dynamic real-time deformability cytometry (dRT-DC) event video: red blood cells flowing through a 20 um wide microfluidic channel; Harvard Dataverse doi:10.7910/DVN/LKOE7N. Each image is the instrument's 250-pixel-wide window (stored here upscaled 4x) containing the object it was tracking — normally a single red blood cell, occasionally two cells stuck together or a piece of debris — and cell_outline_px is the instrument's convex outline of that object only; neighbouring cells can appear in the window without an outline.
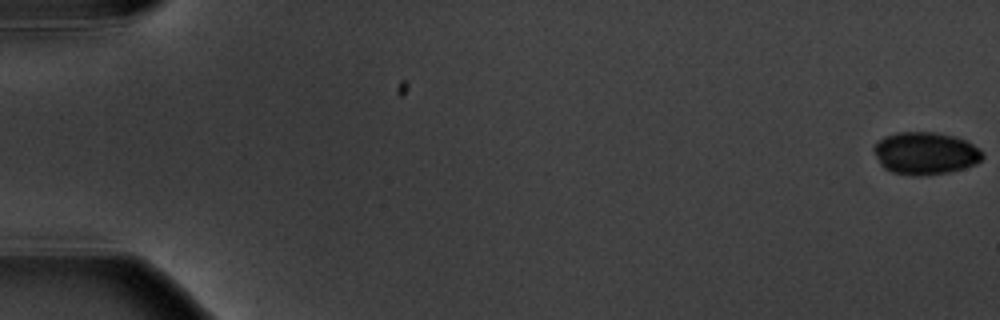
{"species": "common noctule bat (a hibernating species)", "species_latin": "Nyctalus noctula", "temperature_condition": "warm", "stored_images_in_passage": 7, "camera_frame_rate_fps": 3000, "um_per_image_px": 0.085, "animal": {"sex": "male", "body_mass_g": 20.1, "forearm_length_mm": 53.5}, "frame": {"image": 1, "passage_image": 1, "time_ms": 0.0, "image_size_px": [1000, 320], "cell_outline_px": [[984, 156], [976, 164], [964, 168], [948, 172], [924, 176], [912, 176], [892, 172], [884, 168], [880, 164], [872, 148], [884, 136], [896, 132], [936, 132], [956, 136], [968, 140], [980, 148], [984, 152]], "centroid_in_image_um": [78.69, 13.02], "position_along_channel_um": 6.3, "area_um2": 27.28}}
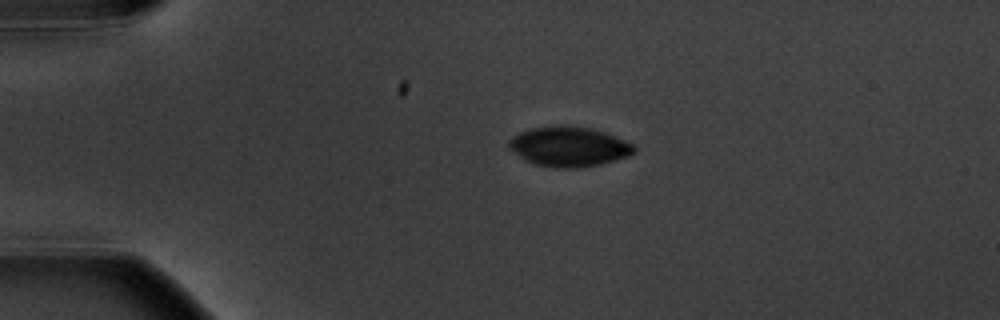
{"frame": {"image": 2, "passage_image": 4, "time_ms": 4.333, "image_size_px": [1000, 320], "cell_outline_px": [[636, 152], [628, 156], [600, 164], [576, 168], [556, 168], [536, 164], [524, 160], [508, 148], [508, 140], [512, 136], [520, 132], [532, 128], [556, 124], [560, 124], [588, 128], [604, 132], [616, 136], [632, 144], [636, 148]], "centroid_in_image_um": [48.32, 12.45], "position_along_channel_um": 36.7, "area_um2": 29.19}}
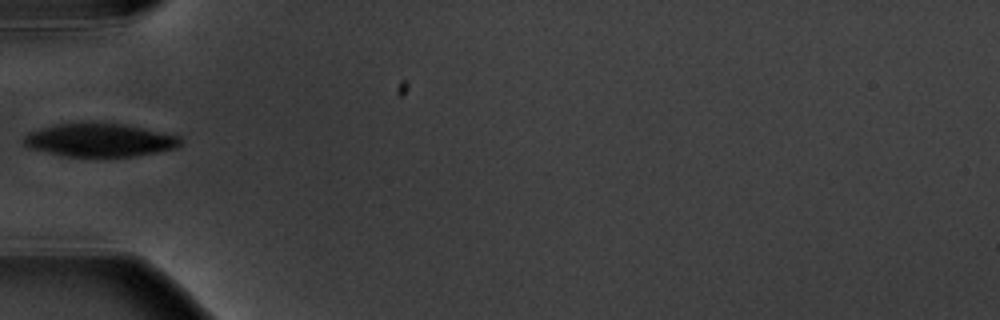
{"frame": {"image": 3, "passage_image": 6, "time_ms": 6.667, "image_size_px": [1000, 320], "cell_outline_px": [[180, 144], [176, 148], [136, 156], [60, 156], [28, 148], [20, 140], [28, 132], [40, 128], [56, 124], [76, 120], [128, 124], [180, 136]], "centroid_in_image_um": [8.39, 11.87], "position_along_channel_um": 76.6, "area_um2": 31.27}}